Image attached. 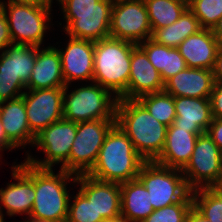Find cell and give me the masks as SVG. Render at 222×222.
<instances>
[{
    "label": "cell",
    "mask_w": 222,
    "mask_h": 222,
    "mask_svg": "<svg viewBox=\"0 0 222 222\" xmlns=\"http://www.w3.org/2000/svg\"><path fill=\"white\" fill-rule=\"evenodd\" d=\"M193 201H180L154 210L143 222H186Z\"/></svg>",
    "instance_id": "32"
},
{
    "label": "cell",
    "mask_w": 222,
    "mask_h": 222,
    "mask_svg": "<svg viewBox=\"0 0 222 222\" xmlns=\"http://www.w3.org/2000/svg\"><path fill=\"white\" fill-rule=\"evenodd\" d=\"M144 162L129 137L115 124L106 134L98 159L88 175L121 184L136 179Z\"/></svg>",
    "instance_id": "2"
},
{
    "label": "cell",
    "mask_w": 222,
    "mask_h": 222,
    "mask_svg": "<svg viewBox=\"0 0 222 222\" xmlns=\"http://www.w3.org/2000/svg\"><path fill=\"white\" fill-rule=\"evenodd\" d=\"M135 46L111 37L94 42L92 81L113 92L118 99H127L131 53Z\"/></svg>",
    "instance_id": "3"
},
{
    "label": "cell",
    "mask_w": 222,
    "mask_h": 222,
    "mask_svg": "<svg viewBox=\"0 0 222 222\" xmlns=\"http://www.w3.org/2000/svg\"><path fill=\"white\" fill-rule=\"evenodd\" d=\"M151 36L152 30L144 0H114L109 37L139 45Z\"/></svg>",
    "instance_id": "11"
},
{
    "label": "cell",
    "mask_w": 222,
    "mask_h": 222,
    "mask_svg": "<svg viewBox=\"0 0 222 222\" xmlns=\"http://www.w3.org/2000/svg\"><path fill=\"white\" fill-rule=\"evenodd\" d=\"M13 44L8 21L4 10L0 6V50L5 49L9 45Z\"/></svg>",
    "instance_id": "36"
},
{
    "label": "cell",
    "mask_w": 222,
    "mask_h": 222,
    "mask_svg": "<svg viewBox=\"0 0 222 222\" xmlns=\"http://www.w3.org/2000/svg\"><path fill=\"white\" fill-rule=\"evenodd\" d=\"M214 84L212 70L187 67L164 83V91L174 97L210 98Z\"/></svg>",
    "instance_id": "19"
},
{
    "label": "cell",
    "mask_w": 222,
    "mask_h": 222,
    "mask_svg": "<svg viewBox=\"0 0 222 222\" xmlns=\"http://www.w3.org/2000/svg\"><path fill=\"white\" fill-rule=\"evenodd\" d=\"M64 91L65 87L24 91L28 124L35 136L63 118Z\"/></svg>",
    "instance_id": "13"
},
{
    "label": "cell",
    "mask_w": 222,
    "mask_h": 222,
    "mask_svg": "<svg viewBox=\"0 0 222 222\" xmlns=\"http://www.w3.org/2000/svg\"><path fill=\"white\" fill-rule=\"evenodd\" d=\"M39 48L11 44L2 51L0 54V102L13 100L24 94Z\"/></svg>",
    "instance_id": "8"
},
{
    "label": "cell",
    "mask_w": 222,
    "mask_h": 222,
    "mask_svg": "<svg viewBox=\"0 0 222 222\" xmlns=\"http://www.w3.org/2000/svg\"><path fill=\"white\" fill-rule=\"evenodd\" d=\"M67 47L58 49L66 86L73 81H92L94 73V42L69 37Z\"/></svg>",
    "instance_id": "16"
},
{
    "label": "cell",
    "mask_w": 222,
    "mask_h": 222,
    "mask_svg": "<svg viewBox=\"0 0 222 222\" xmlns=\"http://www.w3.org/2000/svg\"><path fill=\"white\" fill-rule=\"evenodd\" d=\"M115 124L116 120L77 123L76 137L67 160V172L76 176L88 174L98 159L106 134Z\"/></svg>",
    "instance_id": "9"
},
{
    "label": "cell",
    "mask_w": 222,
    "mask_h": 222,
    "mask_svg": "<svg viewBox=\"0 0 222 222\" xmlns=\"http://www.w3.org/2000/svg\"><path fill=\"white\" fill-rule=\"evenodd\" d=\"M121 218L126 222H143L153 211L149 192L136 178L120 184Z\"/></svg>",
    "instance_id": "25"
},
{
    "label": "cell",
    "mask_w": 222,
    "mask_h": 222,
    "mask_svg": "<svg viewBox=\"0 0 222 222\" xmlns=\"http://www.w3.org/2000/svg\"><path fill=\"white\" fill-rule=\"evenodd\" d=\"M61 11H87L111 9L114 0H57Z\"/></svg>",
    "instance_id": "34"
},
{
    "label": "cell",
    "mask_w": 222,
    "mask_h": 222,
    "mask_svg": "<svg viewBox=\"0 0 222 222\" xmlns=\"http://www.w3.org/2000/svg\"><path fill=\"white\" fill-rule=\"evenodd\" d=\"M163 90L164 82L160 72L150 63L145 51L136 45L131 53L127 99H137L142 95Z\"/></svg>",
    "instance_id": "18"
},
{
    "label": "cell",
    "mask_w": 222,
    "mask_h": 222,
    "mask_svg": "<svg viewBox=\"0 0 222 222\" xmlns=\"http://www.w3.org/2000/svg\"><path fill=\"white\" fill-rule=\"evenodd\" d=\"M63 94V118L76 123L92 120H116L118 98L108 89L92 81L71 93ZM114 97V98H113Z\"/></svg>",
    "instance_id": "5"
},
{
    "label": "cell",
    "mask_w": 222,
    "mask_h": 222,
    "mask_svg": "<svg viewBox=\"0 0 222 222\" xmlns=\"http://www.w3.org/2000/svg\"><path fill=\"white\" fill-rule=\"evenodd\" d=\"M200 23L195 15L187 8L179 19L169 26L155 29L151 39L156 43L170 48H177L188 36L201 30Z\"/></svg>",
    "instance_id": "27"
},
{
    "label": "cell",
    "mask_w": 222,
    "mask_h": 222,
    "mask_svg": "<svg viewBox=\"0 0 222 222\" xmlns=\"http://www.w3.org/2000/svg\"><path fill=\"white\" fill-rule=\"evenodd\" d=\"M7 3L0 1V6L6 15L13 44L40 47L46 30L50 28L48 23L51 22L52 6Z\"/></svg>",
    "instance_id": "7"
},
{
    "label": "cell",
    "mask_w": 222,
    "mask_h": 222,
    "mask_svg": "<svg viewBox=\"0 0 222 222\" xmlns=\"http://www.w3.org/2000/svg\"><path fill=\"white\" fill-rule=\"evenodd\" d=\"M137 178L148 190L154 210L180 201H193L192 190L180 169L166 167L155 161H145Z\"/></svg>",
    "instance_id": "6"
},
{
    "label": "cell",
    "mask_w": 222,
    "mask_h": 222,
    "mask_svg": "<svg viewBox=\"0 0 222 222\" xmlns=\"http://www.w3.org/2000/svg\"><path fill=\"white\" fill-rule=\"evenodd\" d=\"M193 207L210 222H222V195L213 187L192 190Z\"/></svg>",
    "instance_id": "30"
},
{
    "label": "cell",
    "mask_w": 222,
    "mask_h": 222,
    "mask_svg": "<svg viewBox=\"0 0 222 222\" xmlns=\"http://www.w3.org/2000/svg\"><path fill=\"white\" fill-rule=\"evenodd\" d=\"M152 32L176 22L188 8V0H144Z\"/></svg>",
    "instance_id": "28"
},
{
    "label": "cell",
    "mask_w": 222,
    "mask_h": 222,
    "mask_svg": "<svg viewBox=\"0 0 222 222\" xmlns=\"http://www.w3.org/2000/svg\"><path fill=\"white\" fill-rule=\"evenodd\" d=\"M215 82H222V46L219 48L212 69Z\"/></svg>",
    "instance_id": "38"
},
{
    "label": "cell",
    "mask_w": 222,
    "mask_h": 222,
    "mask_svg": "<svg viewBox=\"0 0 222 222\" xmlns=\"http://www.w3.org/2000/svg\"><path fill=\"white\" fill-rule=\"evenodd\" d=\"M220 162H221V168H222V148L220 149Z\"/></svg>",
    "instance_id": "46"
},
{
    "label": "cell",
    "mask_w": 222,
    "mask_h": 222,
    "mask_svg": "<svg viewBox=\"0 0 222 222\" xmlns=\"http://www.w3.org/2000/svg\"><path fill=\"white\" fill-rule=\"evenodd\" d=\"M15 3H32L36 5H52L53 0H8Z\"/></svg>",
    "instance_id": "42"
},
{
    "label": "cell",
    "mask_w": 222,
    "mask_h": 222,
    "mask_svg": "<svg viewBox=\"0 0 222 222\" xmlns=\"http://www.w3.org/2000/svg\"><path fill=\"white\" fill-rule=\"evenodd\" d=\"M209 99L212 117L222 119V82H215Z\"/></svg>",
    "instance_id": "35"
},
{
    "label": "cell",
    "mask_w": 222,
    "mask_h": 222,
    "mask_svg": "<svg viewBox=\"0 0 222 222\" xmlns=\"http://www.w3.org/2000/svg\"><path fill=\"white\" fill-rule=\"evenodd\" d=\"M139 46L147 54L150 63L160 72L164 83L187 68L186 61L180 55L178 48H170L156 43L151 38L141 42Z\"/></svg>",
    "instance_id": "26"
},
{
    "label": "cell",
    "mask_w": 222,
    "mask_h": 222,
    "mask_svg": "<svg viewBox=\"0 0 222 222\" xmlns=\"http://www.w3.org/2000/svg\"><path fill=\"white\" fill-rule=\"evenodd\" d=\"M137 100L153 118L169 127L176 118L174 96L163 91L142 95Z\"/></svg>",
    "instance_id": "29"
},
{
    "label": "cell",
    "mask_w": 222,
    "mask_h": 222,
    "mask_svg": "<svg viewBox=\"0 0 222 222\" xmlns=\"http://www.w3.org/2000/svg\"><path fill=\"white\" fill-rule=\"evenodd\" d=\"M220 47L212 30L202 28L188 36L177 48L187 67L212 70Z\"/></svg>",
    "instance_id": "20"
},
{
    "label": "cell",
    "mask_w": 222,
    "mask_h": 222,
    "mask_svg": "<svg viewBox=\"0 0 222 222\" xmlns=\"http://www.w3.org/2000/svg\"><path fill=\"white\" fill-rule=\"evenodd\" d=\"M58 87H66L58 50L54 46L38 49L36 62L29 82L26 84V90Z\"/></svg>",
    "instance_id": "23"
},
{
    "label": "cell",
    "mask_w": 222,
    "mask_h": 222,
    "mask_svg": "<svg viewBox=\"0 0 222 222\" xmlns=\"http://www.w3.org/2000/svg\"><path fill=\"white\" fill-rule=\"evenodd\" d=\"M208 135L216 143V145L222 148V119L213 118L209 128L207 130Z\"/></svg>",
    "instance_id": "37"
},
{
    "label": "cell",
    "mask_w": 222,
    "mask_h": 222,
    "mask_svg": "<svg viewBox=\"0 0 222 222\" xmlns=\"http://www.w3.org/2000/svg\"><path fill=\"white\" fill-rule=\"evenodd\" d=\"M62 12L69 37L93 42L109 37L111 9Z\"/></svg>",
    "instance_id": "17"
},
{
    "label": "cell",
    "mask_w": 222,
    "mask_h": 222,
    "mask_svg": "<svg viewBox=\"0 0 222 222\" xmlns=\"http://www.w3.org/2000/svg\"><path fill=\"white\" fill-rule=\"evenodd\" d=\"M17 148L6 136L1 119H0V152L4 149L12 150ZM1 158V155H0Z\"/></svg>",
    "instance_id": "39"
},
{
    "label": "cell",
    "mask_w": 222,
    "mask_h": 222,
    "mask_svg": "<svg viewBox=\"0 0 222 222\" xmlns=\"http://www.w3.org/2000/svg\"><path fill=\"white\" fill-rule=\"evenodd\" d=\"M198 136V133L189 132V129L170 125L167 127L164 149L155 162L182 170L192 156Z\"/></svg>",
    "instance_id": "22"
},
{
    "label": "cell",
    "mask_w": 222,
    "mask_h": 222,
    "mask_svg": "<svg viewBox=\"0 0 222 222\" xmlns=\"http://www.w3.org/2000/svg\"><path fill=\"white\" fill-rule=\"evenodd\" d=\"M79 191L92 203L96 218L116 220L121 218L120 184L92 178L88 174L77 175Z\"/></svg>",
    "instance_id": "15"
},
{
    "label": "cell",
    "mask_w": 222,
    "mask_h": 222,
    "mask_svg": "<svg viewBox=\"0 0 222 222\" xmlns=\"http://www.w3.org/2000/svg\"><path fill=\"white\" fill-rule=\"evenodd\" d=\"M191 190L214 187L222 174L220 148L207 132L199 135L190 160L181 170Z\"/></svg>",
    "instance_id": "12"
},
{
    "label": "cell",
    "mask_w": 222,
    "mask_h": 222,
    "mask_svg": "<svg viewBox=\"0 0 222 222\" xmlns=\"http://www.w3.org/2000/svg\"><path fill=\"white\" fill-rule=\"evenodd\" d=\"M104 222H126V221L124 219H122V218H118L116 220H106Z\"/></svg>",
    "instance_id": "44"
},
{
    "label": "cell",
    "mask_w": 222,
    "mask_h": 222,
    "mask_svg": "<svg viewBox=\"0 0 222 222\" xmlns=\"http://www.w3.org/2000/svg\"><path fill=\"white\" fill-rule=\"evenodd\" d=\"M12 166V177L17 183H8L0 189V209H6L7 215L26 214L30 216L35 199V166L25 161Z\"/></svg>",
    "instance_id": "14"
},
{
    "label": "cell",
    "mask_w": 222,
    "mask_h": 222,
    "mask_svg": "<svg viewBox=\"0 0 222 222\" xmlns=\"http://www.w3.org/2000/svg\"><path fill=\"white\" fill-rule=\"evenodd\" d=\"M77 133V123L60 119L44 128L35 138L33 147L41 149L46 158L36 160L29 153L25 161L39 168H53L61 163V169L67 172V160Z\"/></svg>",
    "instance_id": "10"
},
{
    "label": "cell",
    "mask_w": 222,
    "mask_h": 222,
    "mask_svg": "<svg viewBox=\"0 0 222 222\" xmlns=\"http://www.w3.org/2000/svg\"><path fill=\"white\" fill-rule=\"evenodd\" d=\"M186 222H210L202 214H200L194 207L190 210Z\"/></svg>",
    "instance_id": "40"
},
{
    "label": "cell",
    "mask_w": 222,
    "mask_h": 222,
    "mask_svg": "<svg viewBox=\"0 0 222 222\" xmlns=\"http://www.w3.org/2000/svg\"><path fill=\"white\" fill-rule=\"evenodd\" d=\"M188 9L198 19L201 28L212 30L222 17V0H188Z\"/></svg>",
    "instance_id": "31"
},
{
    "label": "cell",
    "mask_w": 222,
    "mask_h": 222,
    "mask_svg": "<svg viewBox=\"0 0 222 222\" xmlns=\"http://www.w3.org/2000/svg\"><path fill=\"white\" fill-rule=\"evenodd\" d=\"M116 125L132 141L134 149L145 161H155L162 153L167 126L152 117L137 99H118Z\"/></svg>",
    "instance_id": "1"
},
{
    "label": "cell",
    "mask_w": 222,
    "mask_h": 222,
    "mask_svg": "<svg viewBox=\"0 0 222 222\" xmlns=\"http://www.w3.org/2000/svg\"><path fill=\"white\" fill-rule=\"evenodd\" d=\"M69 201L66 222H104L103 218H96V212L91 202L80 192Z\"/></svg>",
    "instance_id": "33"
},
{
    "label": "cell",
    "mask_w": 222,
    "mask_h": 222,
    "mask_svg": "<svg viewBox=\"0 0 222 222\" xmlns=\"http://www.w3.org/2000/svg\"><path fill=\"white\" fill-rule=\"evenodd\" d=\"M77 176L61 169L35 167V199L28 220L32 222H66L71 196L67 183Z\"/></svg>",
    "instance_id": "4"
},
{
    "label": "cell",
    "mask_w": 222,
    "mask_h": 222,
    "mask_svg": "<svg viewBox=\"0 0 222 222\" xmlns=\"http://www.w3.org/2000/svg\"><path fill=\"white\" fill-rule=\"evenodd\" d=\"M174 105L175 127L189 129V132L199 135L207 132L213 119L209 98L174 97Z\"/></svg>",
    "instance_id": "21"
},
{
    "label": "cell",
    "mask_w": 222,
    "mask_h": 222,
    "mask_svg": "<svg viewBox=\"0 0 222 222\" xmlns=\"http://www.w3.org/2000/svg\"><path fill=\"white\" fill-rule=\"evenodd\" d=\"M213 188L216 189L222 195V174L218 183Z\"/></svg>",
    "instance_id": "43"
},
{
    "label": "cell",
    "mask_w": 222,
    "mask_h": 222,
    "mask_svg": "<svg viewBox=\"0 0 222 222\" xmlns=\"http://www.w3.org/2000/svg\"><path fill=\"white\" fill-rule=\"evenodd\" d=\"M213 35L222 46V17L218 20L217 24L212 28Z\"/></svg>",
    "instance_id": "41"
},
{
    "label": "cell",
    "mask_w": 222,
    "mask_h": 222,
    "mask_svg": "<svg viewBox=\"0 0 222 222\" xmlns=\"http://www.w3.org/2000/svg\"><path fill=\"white\" fill-rule=\"evenodd\" d=\"M0 119L7 138L18 148L34 145L36 136L30 131L23 97L4 101L1 104Z\"/></svg>",
    "instance_id": "24"
},
{
    "label": "cell",
    "mask_w": 222,
    "mask_h": 222,
    "mask_svg": "<svg viewBox=\"0 0 222 222\" xmlns=\"http://www.w3.org/2000/svg\"><path fill=\"white\" fill-rule=\"evenodd\" d=\"M0 222H4V214L1 209H0Z\"/></svg>",
    "instance_id": "45"
}]
</instances>
